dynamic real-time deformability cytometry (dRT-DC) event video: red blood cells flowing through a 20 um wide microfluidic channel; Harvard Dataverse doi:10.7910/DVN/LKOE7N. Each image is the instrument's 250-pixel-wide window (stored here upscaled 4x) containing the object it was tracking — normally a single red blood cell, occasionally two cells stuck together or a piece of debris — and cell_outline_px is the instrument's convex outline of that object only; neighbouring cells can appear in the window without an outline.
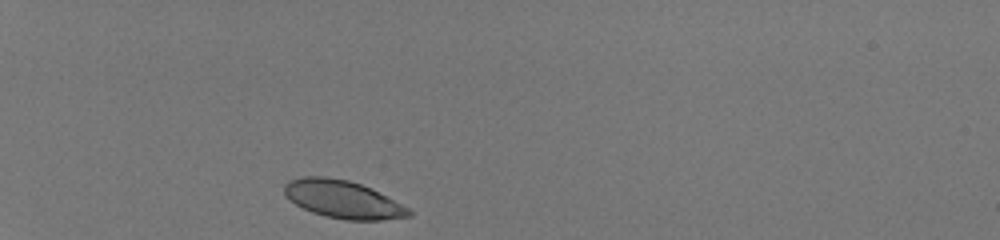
{"species": "human", "species_latin": "Homo sapiens", "temperature_condition": "room temperature", "stored_images_in_passage": 31, "camera_frame_rate_fps": 3000, "um_per_image_px": 0.085, "donor": {"sex": "male"}, "frame": {"image": 1, "passage_image": 1, "time_ms": 0.0, "image_size_px": [1000, 240], "cell_outline_px": [[412, 216], [380, 220], [348, 220], [324, 216], [312, 212], [296, 204], [284, 192], [284, 184], [288, 180], [300, 176], [328, 176], [348, 180], [360, 184], [408, 208], [412, 212]], "centroid_in_image_um": [29.09, 16.94], "position_along_channel_um": 55.9, "area_um2": 26.99}}
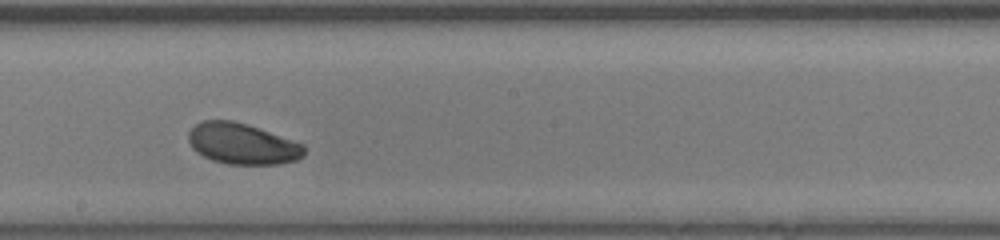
{"frame": {"image": 2, "passage_image": 17, "time_ms": 5.333, "image_size_px": [1000, 240], "cell_outline_px": [[304, 156], [296, 160], [280, 164], [228, 164], [212, 160], [196, 152], [192, 148], [188, 140], [188, 132], [196, 124], [204, 120], [232, 120], [248, 124], [304, 144]], "centroid_in_image_um": [20.59, 12.22], "position_along_channel_um": 227.6, "area_um2": 27.69}}
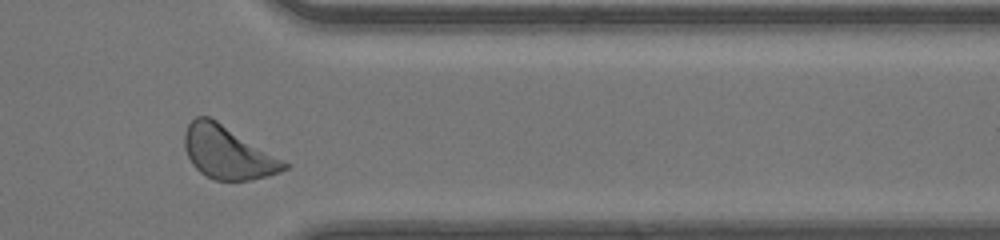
{"frame": {"image": 3, "passage_image": 29, "time_ms": 9.333, "image_size_px": [1000, 240], "cell_outline_px": [[288, 168], [280, 172], [268, 176], [252, 180], [216, 180], [200, 172], [192, 164], [184, 148], [184, 132], [188, 124], [196, 116], [208, 116], [216, 120], [284, 160], [288, 164]], "centroid_in_image_um": [19.34, 12.97], "position_along_channel_um": 392.1, "area_um2": 30.4}, "authors_computed_cell_mechanics": {"area_um2": 28.2642, "velocity_mm_per_s": 4.1274, "shape_relaxation_time_tau1_ms": 1.4088, "shape_relaxation_time_tau2_ms": null, "deformation_change_tau1": 0.1053, "deformation_change_tau2": null}}